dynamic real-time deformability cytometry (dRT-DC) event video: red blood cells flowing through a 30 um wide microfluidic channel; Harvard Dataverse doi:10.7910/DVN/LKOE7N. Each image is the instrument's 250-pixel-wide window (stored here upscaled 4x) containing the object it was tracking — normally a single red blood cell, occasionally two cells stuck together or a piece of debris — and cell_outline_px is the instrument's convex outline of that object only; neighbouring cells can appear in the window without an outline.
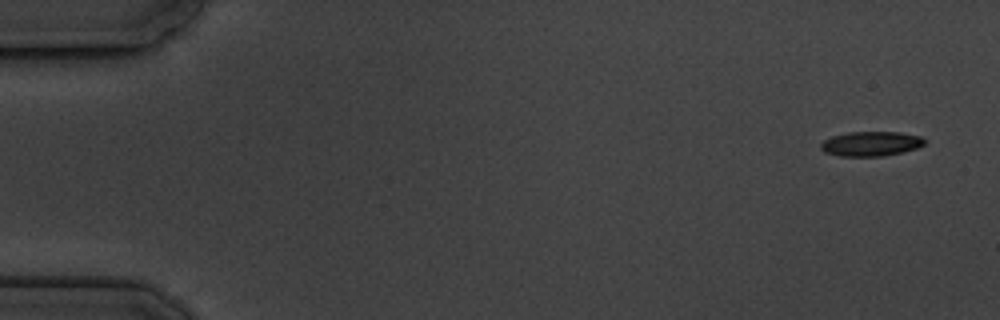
{"species": "common noctule bat (a hibernating species)", "species_latin": "Nyctalus noctula", "temperature_condition": "cold", "stored_images_in_passage": 5, "camera_frame_rate_fps": 3000, "um_per_image_px": 0.085, "animal": {"sex": "male", "body_mass_g": 19.5, "forearm_length_mm": 54.6}, "frame": {"image": 1, "passage_image": 1, "time_ms": 0.0, "image_size_px": [1000, 320], "cell_outline_px": [[928, 140], [924, 144], [916, 148], [904, 152], [884, 156], [840, 156], [824, 152], [820, 148], [820, 144], [824, 140], [832, 136], [848, 132], [900, 132], [920, 136]], "centroid_in_image_um": [74.04, 12.22], "position_along_channel_um": 11.0, "area_um2": 15.03}}
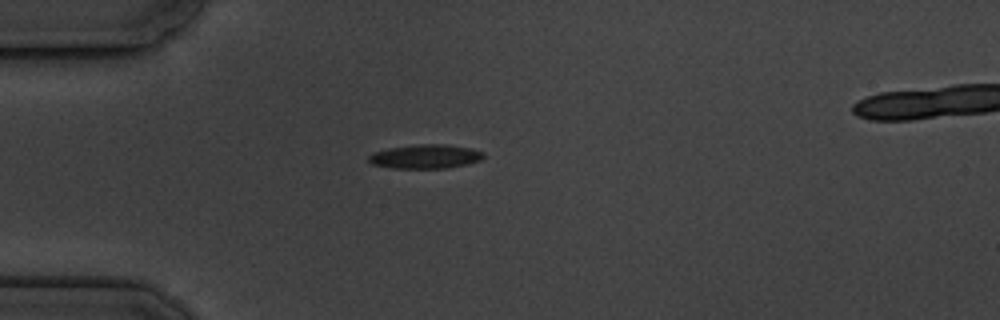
{"frame": {"image": 2, "passage_image": 4, "time_ms": 4.333, "image_size_px": [1000, 320], "cell_outline_px": [[484, 156], [480, 160], [468, 164], [444, 168], [392, 168], [372, 164], [368, 160], [368, 156], [372, 152], [388, 148], [420, 144], [444, 144], [468, 148], [484, 152]], "centroid_in_image_um": [36.13, 13.3], "position_along_channel_um": 48.9, "area_um2": 16.01}}